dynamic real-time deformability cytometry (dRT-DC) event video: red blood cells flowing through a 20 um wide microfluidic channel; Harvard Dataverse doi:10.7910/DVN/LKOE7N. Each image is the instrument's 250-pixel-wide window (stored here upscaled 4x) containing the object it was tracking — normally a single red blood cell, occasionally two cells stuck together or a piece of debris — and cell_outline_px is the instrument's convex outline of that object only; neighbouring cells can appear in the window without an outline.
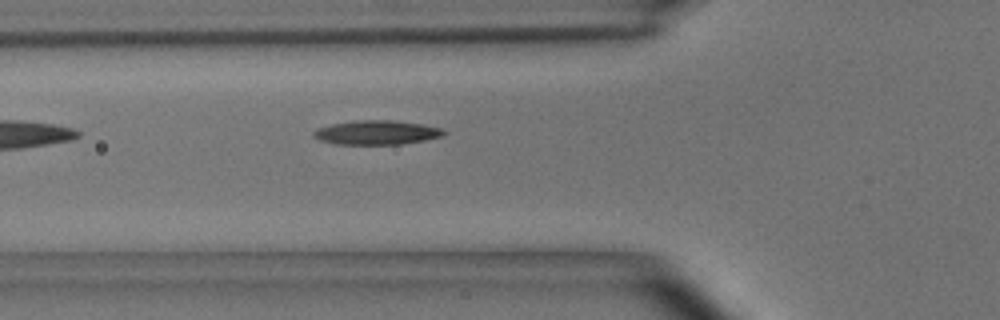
{"species": "common noctule bat (a hibernating species)", "species_latin": "Nyctalus noctula", "temperature_condition": "room temperature", "stored_images_in_passage": 5, "segment_of_instrument_passage": [2, 2], "camera_frame_rate_fps": 3000, "um_per_image_px": 0.085, "animal": {"sex": "male", "body_mass_g": 15.6}, "frame": {"image": 1, "passage_image": 5, "time_ms": 1.333, "image_size_px": [1000, 320], "cell_outline_px": [[448, 132], [444, 136], [424, 140], [400, 144], [336, 144], [320, 140], [312, 136], [312, 132], [316, 128], [332, 124], [356, 120], [392, 120], [424, 124], [444, 128]], "centroid_in_image_um": [32.05, 11.25], "position_along_channel_um": 93.7, "area_um2": 18.55}}